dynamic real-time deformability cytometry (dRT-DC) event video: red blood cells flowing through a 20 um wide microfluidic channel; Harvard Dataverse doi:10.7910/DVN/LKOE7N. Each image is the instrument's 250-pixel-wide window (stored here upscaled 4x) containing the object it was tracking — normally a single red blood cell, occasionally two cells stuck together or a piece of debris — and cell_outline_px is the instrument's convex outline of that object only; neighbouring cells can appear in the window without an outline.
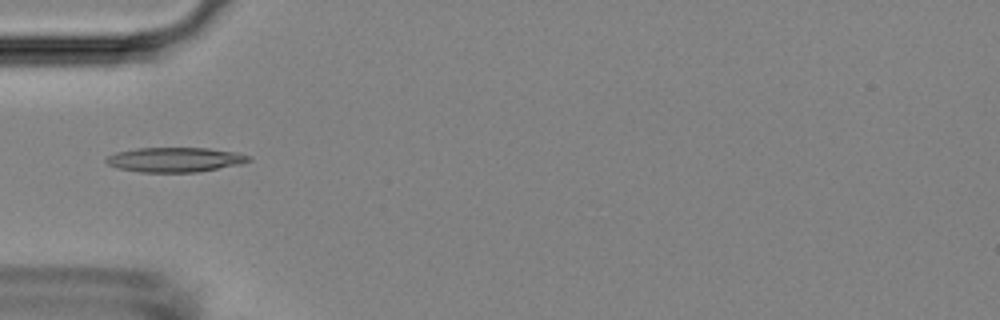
{"species": "Egyptian fruit bat (a non-hibernating species)", "species_latin": "Rousettus aegyptiacus", "temperature_condition": "room temperature", "stored_images_in_passage": 36, "camera_frame_rate_fps": 3000, "um_per_image_px": 0.085, "animal": {"sex": "female"}, "frame": {"image": 1, "passage_image": 1, "time_ms": 0.0, "image_size_px": [1000, 320], "cell_outline_px": [[252, 160], [240, 164], [196, 172], [140, 172], [116, 168], [108, 164], [104, 160], [108, 156], [116, 152], [136, 148], [208, 148], [236, 152], [252, 156]], "centroid_in_image_um": [14.87, 13.57], "position_along_channel_um": 70.1, "area_um2": 20.52}}
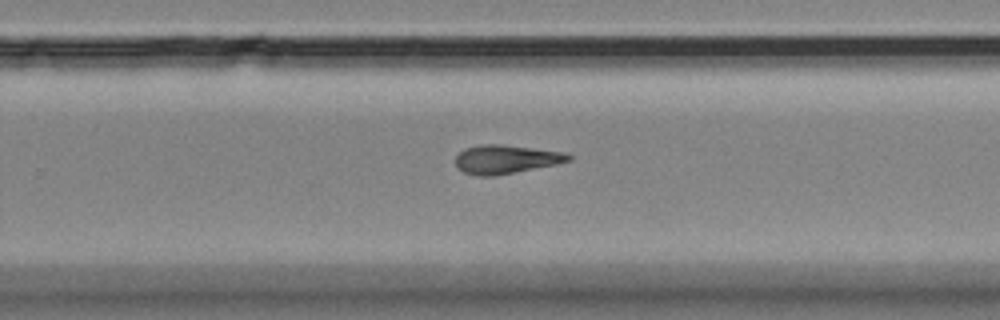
{"frame": {"image": 2, "passage_image": 18, "time_ms": 5.667, "image_size_px": [1000, 320], "cell_outline_px": [[572, 160], [556, 164], [496, 176], [476, 176], [464, 172], [456, 168], [456, 156], [464, 148], [480, 144], [500, 144], [568, 152], [572, 156]], "centroid_in_image_um": [43.01, 13.54], "position_along_channel_um": 286.8, "area_um2": 19.13}}
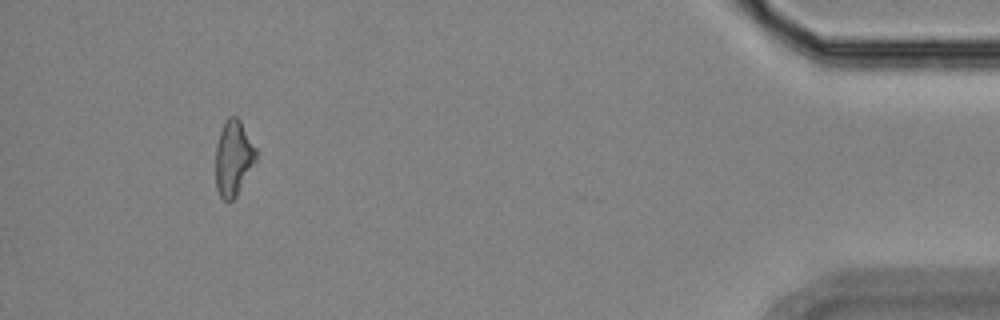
{"frame": {"image": 3, "passage_image": 33, "time_ms": 10.667, "image_size_px": [1000, 320], "cell_outline_px": [[256, 160], [236, 196], [232, 200], [224, 200], [220, 196], [216, 188], [216, 144], [224, 120], [228, 116], [236, 116], [240, 120], [256, 148]], "centroid_in_image_um": [19.83, 13.41], "position_along_channel_um": 415.4, "area_um2": 17.63}, "authors_computed_cell_mechanics": {"area_um2": 18.496, "velocity_mm_per_s": 3.811, "shape_relaxation_time_tau1_ms": 6.4983, "shape_relaxation_time_tau2_ms": null, "deformation_change_tau1": 0.1703, "deformation_change_tau2": null}}